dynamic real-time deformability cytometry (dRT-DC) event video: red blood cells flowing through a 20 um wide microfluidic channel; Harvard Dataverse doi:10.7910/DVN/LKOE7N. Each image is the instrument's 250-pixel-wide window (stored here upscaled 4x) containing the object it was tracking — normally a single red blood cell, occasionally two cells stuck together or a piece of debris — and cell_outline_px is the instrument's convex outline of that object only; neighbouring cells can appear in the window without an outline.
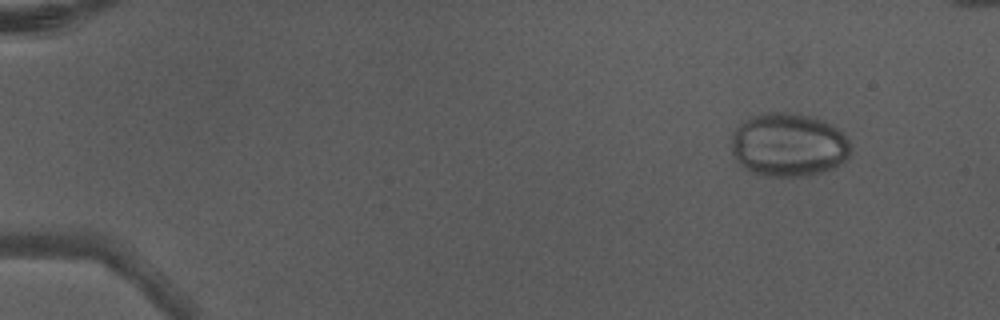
{"species": "Egyptian fruit bat (a non-hibernating species)", "species_latin": "Rousettus aegyptiacus", "temperature_condition": "warm", "stored_images_in_passage": 5, "camera_frame_rate_fps": 3000, "um_per_image_px": 0.085, "animal": {"sex": "male"}, "frame": {"image": 1, "passage_image": 2, "time_ms": 0.333, "image_size_px": [1000, 320], "cell_outline_px": [[852, 148], [848, 156], [836, 168], [824, 172], [804, 176], [764, 176], [752, 172], [744, 168], [736, 160], [732, 152], [732, 132], [740, 124], [752, 116], [764, 112], [796, 112], [812, 116], [824, 120], [836, 128], [848, 140]], "centroid_in_image_um": [67.03, 12.31], "position_along_channel_um": 18.0, "area_um2": 44.56}}